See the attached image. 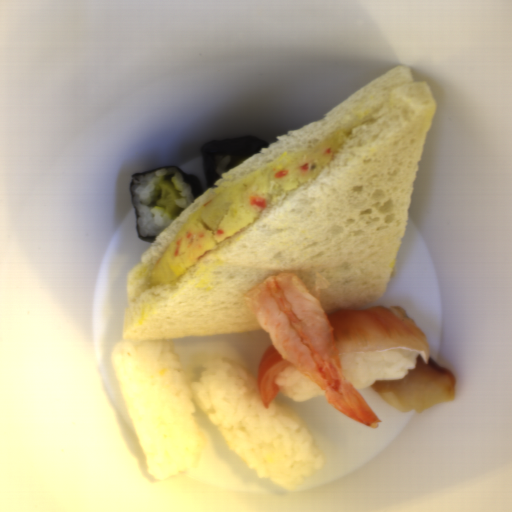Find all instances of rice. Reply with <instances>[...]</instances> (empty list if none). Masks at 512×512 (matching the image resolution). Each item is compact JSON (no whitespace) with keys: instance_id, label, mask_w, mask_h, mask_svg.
<instances>
[{"instance_id":"obj_1","label":"rice","mask_w":512,"mask_h":512,"mask_svg":"<svg viewBox=\"0 0 512 512\" xmlns=\"http://www.w3.org/2000/svg\"><path fill=\"white\" fill-rule=\"evenodd\" d=\"M110 361L146 471L154 478L200 462L207 442L193 415L196 406L258 478L281 489L295 491L327 464L297 413L275 397L265 408L258 377L244 365L210 359L190 383L175 343L166 340L119 341Z\"/></svg>"},{"instance_id":"obj_2","label":"rice","mask_w":512,"mask_h":512,"mask_svg":"<svg viewBox=\"0 0 512 512\" xmlns=\"http://www.w3.org/2000/svg\"><path fill=\"white\" fill-rule=\"evenodd\" d=\"M162 180L171 181L181 195V198L177 200L180 210L176 215H169L164 207L155 203L161 196L160 183ZM131 188L133 190L131 201L138 212L136 220L138 232L143 237H157L165 227L195 201L189 184L184 181L181 172L173 168L166 167L134 177Z\"/></svg>"},{"instance_id":"obj_3","label":"rice","mask_w":512,"mask_h":512,"mask_svg":"<svg viewBox=\"0 0 512 512\" xmlns=\"http://www.w3.org/2000/svg\"><path fill=\"white\" fill-rule=\"evenodd\" d=\"M420 353L406 348L379 352H353L337 355L342 374L357 391L375 381L403 379L416 367Z\"/></svg>"},{"instance_id":"obj_4","label":"rice","mask_w":512,"mask_h":512,"mask_svg":"<svg viewBox=\"0 0 512 512\" xmlns=\"http://www.w3.org/2000/svg\"><path fill=\"white\" fill-rule=\"evenodd\" d=\"M278 391L286 394L296 402L310 400L316 396H326L322 390L292 364L282 369L274 382Z\"/></svg>"},{"instance_id":"obj_5","label":"rice","mask_w":512,"mask_h":512,"mask_svg":"<svg viewBox=\"0 0 512 512\" xmlns=\"http://www.w3.org/2000/svg\"><path fill=\"white\" fill-rule=\"evenodd\" d=\"M215 164V173L218 174L221 178L223 172L227 171V166L231 162L232 157L231 155H216L214 157Z\"/></svg>"}]
</instances>
